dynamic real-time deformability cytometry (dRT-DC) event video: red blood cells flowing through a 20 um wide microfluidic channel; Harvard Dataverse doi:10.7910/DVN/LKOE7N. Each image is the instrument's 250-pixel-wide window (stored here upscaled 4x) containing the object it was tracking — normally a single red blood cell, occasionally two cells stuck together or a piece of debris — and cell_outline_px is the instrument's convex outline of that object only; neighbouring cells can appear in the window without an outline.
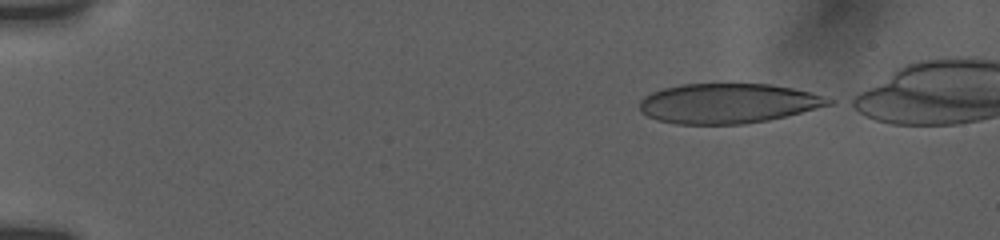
{"species": "human", "species_latin": "Homo sapiens", "temperature_condition": "room temperature", "stored_images_in_passage": 47, "camera_frame_rate_fps": 3000, "um_per_image_px": 0.085, "donor": {"sex": "female"}, "frame": {"image": 1, "passage_image": 1, "time_ms": 0.0, "image_size_px": [1000, 240], "cell_outline_px": [[836, 100], [832, 104], [768, 120], [744, 124], [676, 124], [656, 120], [640, 112], [640, 100], [644, 96], [652, 92], [664, 88], [680, 84], [768, 84], [792, 88], [808, 92]], "centroid_in_image_um": [61.83, 8.79], "position_along_channel_um": 23.2, "area_um2": 43.7}}
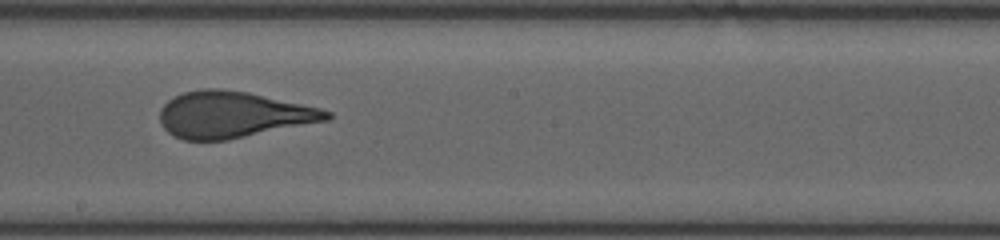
{"frame": {"image": 2, "passage_image": 26, "time_ms": 8.333, "image_size_px": [1000, 240], "cell_outline_px": [[332, 116], [328, 120], [228, 140], [184, 140], [172, 136], [160, 124], [160, 108], [168, 100], [184, 92], [204, 88], [220, 88], [248, 92], [320, 108], [332, 112]], "centroid_in_image_um": [19.77, 9.75], "position_along_channel_um": 228.4, "area_um2": 45.03}}
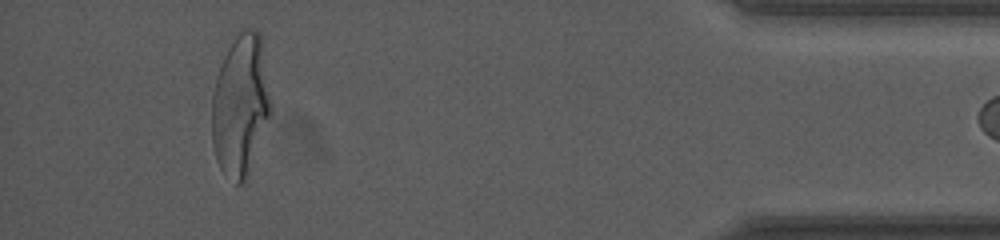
{"frame": {"image": 3, "passage_image": 45, "time_ms": 14.667, "image_size_px": [1000, 240], "cell_outline_px": [[272, 112], [248, 176], [240, 184], [236, 184], [220, 168], [216, 160], [212, 144], [212, 96], [216, 76], [220, 64], [232, 32], [244, 28], [252, 28], [260, 32]], "centroid_in_image_um": [20.42, 8.88], "position_along_channel_um": 414.8, "area_um2": 49.3}}